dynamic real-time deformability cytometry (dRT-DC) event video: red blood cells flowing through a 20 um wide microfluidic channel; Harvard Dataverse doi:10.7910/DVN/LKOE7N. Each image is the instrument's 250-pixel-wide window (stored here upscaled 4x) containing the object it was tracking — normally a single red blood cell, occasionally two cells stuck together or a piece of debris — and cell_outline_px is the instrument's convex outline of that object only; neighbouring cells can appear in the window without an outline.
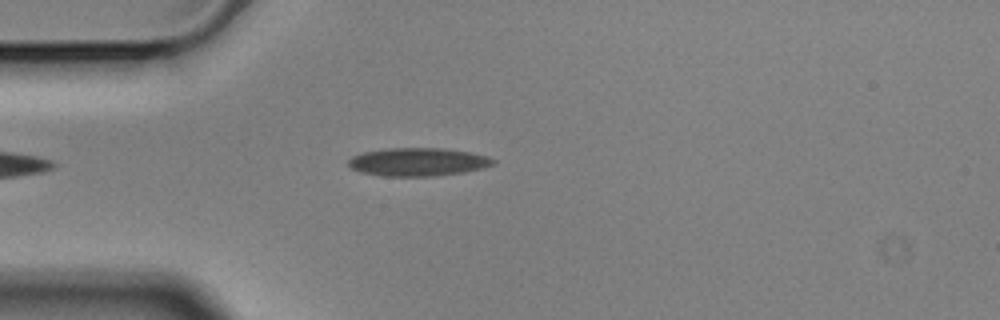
{"species": "Egyptian fruit bat (a non-hibernating species)", "species_latin": "Rousettus aegyptiacus", "temperature_condition": "cold", "stored_images_in_passage": 37, "camera_frame_rate_fps": 3000, "um_per_image_px": 0.085, "animal": {"sex": "male"}, "frame": {"image": 1, "passage_image": 1, "time_ms": 0.0, "image_size_px": [1000, 320], "cell_outline_px": [[496, 164], [464, 172], [436, 176], [380, 176], [360, 172], [352, 168], [348, 164], [348, 160], [352, 156], [364, 152], [388, 148], [444, 148], [468, 152], [488, 156], [496, 160]], "centroid_in_image_um": [35.52, 13.77], "position_along_channel_um": 49.5, "area_um2": 23.81}}
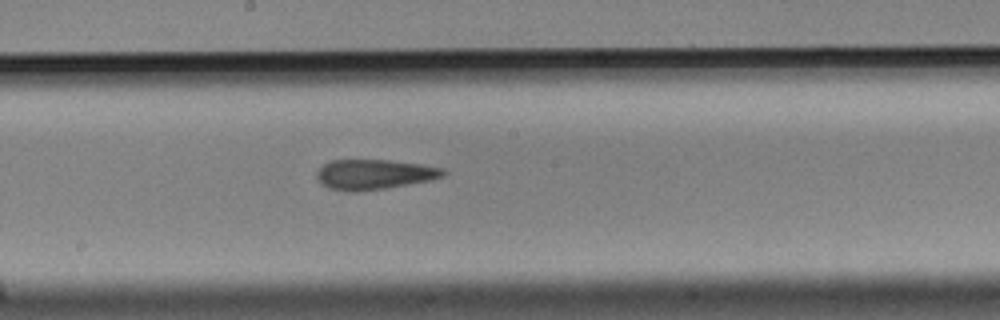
{"frame": {"image": 2, "passage_image": 16, "time_ms": 5.0, "image_size_px": [1000, 320], "cell_outline_px": [[448, 172], [444, 176], [432, 180], [384, 188], [356, 192], [352, 192], [328, 188], [316, 176], [316, 172], [324, 164], [332, 160], [388, 160], [420, 164], [444, 168]], "centroid_in_image_um": [31.84, 14.82], "position_along_channel_um": 216.4, "area_um2": 22.02}}
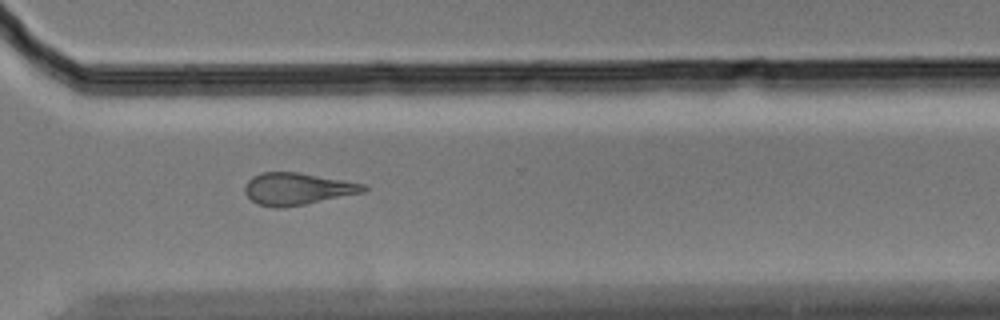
{"frame": {"image": 3, "passage_image": 27, "time_ms": 8.667, "image_size_px": [1000, 320], "cell_outline_px": [[368, 188], [364, 192], [304, 204], [280, 208], [272, 208], [256, 204], [244, 192], [244, 188], [248, 180], [252, 176], [260, 172], [296, 172], [364, 184]], "centroid_in_image_um": [25.21, 16.06], "position_along_channel_um": 345.4, "area_um2": 21.96}, "authors_computed_cell_mechanics": {"area_um2": 22.0218, "velocity_mm_per_s": 3.5236, "shape_relaxation_time_tau1_ms": 6.4887, "shape_relaxation_time_tau2_ms": 3.3787, "deformation_change_tau1": 0.1646, "deformation_change_tau2": 0.1366}}